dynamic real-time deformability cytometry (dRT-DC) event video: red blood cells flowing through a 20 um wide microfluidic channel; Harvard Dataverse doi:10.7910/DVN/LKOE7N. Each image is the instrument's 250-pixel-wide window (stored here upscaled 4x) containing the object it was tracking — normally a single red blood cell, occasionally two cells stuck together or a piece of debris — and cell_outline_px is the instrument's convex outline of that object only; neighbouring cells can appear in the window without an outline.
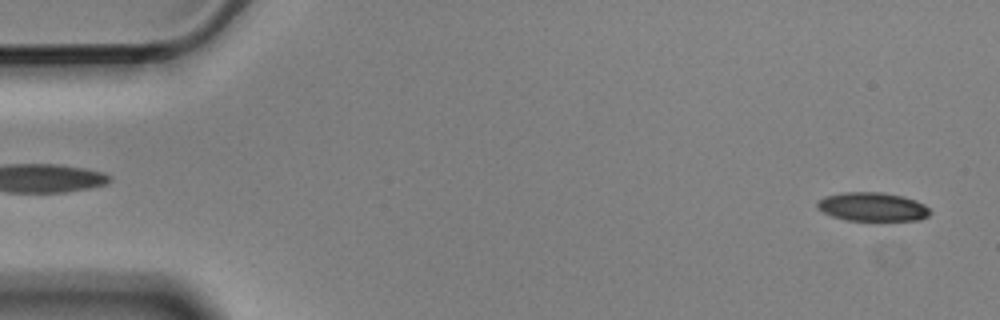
{"species": "Egyptian fruit bat (a non-hibernating species)", "species_latin": "Rousettus aegyptiacus", "temperature_condition": "cold", "stored_images_in_passage": 3, "segment_of_instrument_passage": [2, 2], "camera_frame_rate_fps": 3000, "um_per_image_px": 0.085, "animal": {"sex": "male"}, "frame": {"image": 1, "passage_image": 3, "time_ms": 0.667, "image_size_px": [1000, 320], "cell_outline_px": [[932, 212], [928, 216], [920, 220], [848, 220], [832, 216], [816, 208], [816, 204], [824, 196], [844, 192], [880, 192], [904, 196], [916, 200], [924, 204]], "centroid_in_image_um": [74.17, 17.57], "position_along_channel_um": 10.8, "area_um2": 18.9}}